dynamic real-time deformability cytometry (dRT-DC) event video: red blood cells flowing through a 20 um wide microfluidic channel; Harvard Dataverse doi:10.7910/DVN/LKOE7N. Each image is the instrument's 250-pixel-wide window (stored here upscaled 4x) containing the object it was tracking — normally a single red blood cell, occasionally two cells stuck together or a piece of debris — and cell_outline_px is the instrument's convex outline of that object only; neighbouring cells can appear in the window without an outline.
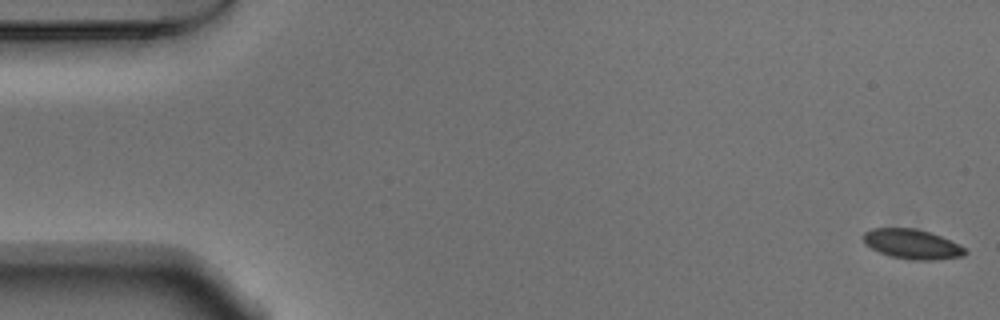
{"species": "Egyptian fruit bat (a non-hibernating species)", "species_latin": "Rousettus aegyptiacus", "temperature_condition": "warm", "stored_images_in_passage": 54, "camera_frame_rate_fps": 3000, "um_per_image_px": 0.085, "animal": {"sex": "male"}, "frame": {"image": 1, "passage_image": 1, "time_ms": 0.0, "image_size_px": [1000, 320], "cell_outline_px": [[968, 252], [964, 256], [932, 260], [912, 260], [892, 256], [880, 252], [864, 244], [864, 232], [872, 228], [916, 228], [940, 236], [960, 244]], "centroid_in_image_um": [77.55, 20.75], "position_along_channel_um": 7.5, "area_um2": 17.51}}
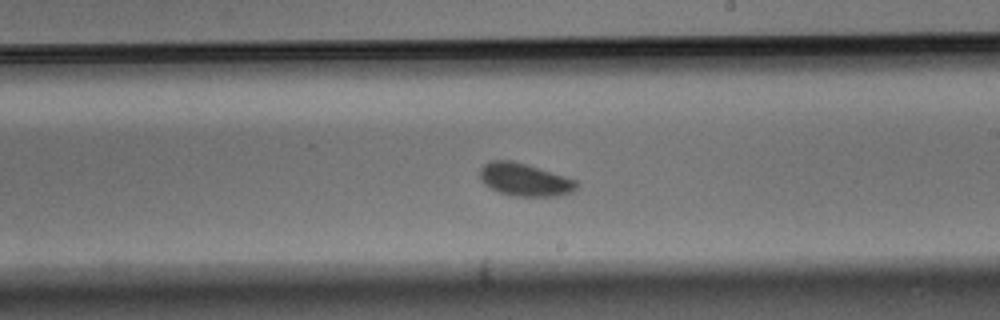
{"frame": {"image": 2, "passage_image": 31, "time_ms": 10.0, "image_size_px": [1000, 320], "cell_outline_px": [[576, 188], [572, 192], [556, 196], [516, 196], [500, 192], [484, 184], [480, 180], [480, 168], [484, 164], [492, 160], [512, 160], [528, 164], [576, 180]], "centroid_in_image_um": [44.57, 15.26], "position_along_channel_um": 244.4, "area_um2": 18.32}}
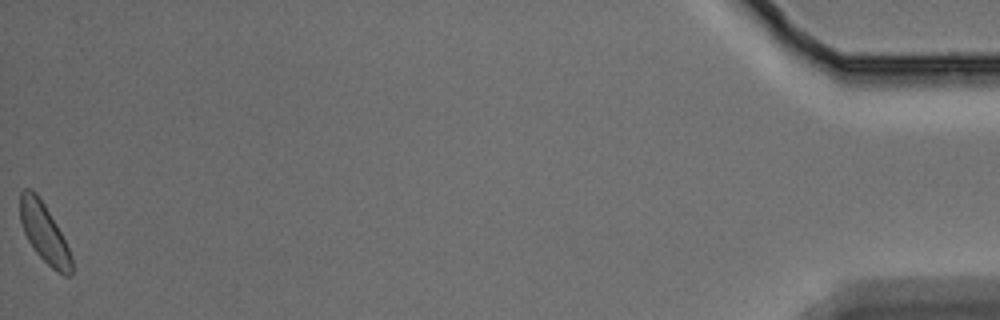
{"frame": {"image": 3, "passage_image": 54, "time_ms": 17.667, "image_size_px": [1000, 320], "cell_outline_px": [[72, 276], [64, 276], [56, 272], [36, 252], [28, 240], [24, 232], [20, 220], [20, 192], [24, 188], [32, 188], [36, 192], [44, 204], [56, 224], [72, 256]], "centroid_in_image_um": [3.75, 19.8], "position_along_channel_um": 431.4, "area_um2": 17.63}, "authors_computed_cell_mechanics": {"area_um2": 18.1492, "velocity_mm_per_s": 3.7404, "shape_relaxation_time_tau1_ms": 1.0872, "shape_relaxation_time_tau2_ms": null, "deformation_change_tau1": 0.0516, "deformation_change_tau2": null}}